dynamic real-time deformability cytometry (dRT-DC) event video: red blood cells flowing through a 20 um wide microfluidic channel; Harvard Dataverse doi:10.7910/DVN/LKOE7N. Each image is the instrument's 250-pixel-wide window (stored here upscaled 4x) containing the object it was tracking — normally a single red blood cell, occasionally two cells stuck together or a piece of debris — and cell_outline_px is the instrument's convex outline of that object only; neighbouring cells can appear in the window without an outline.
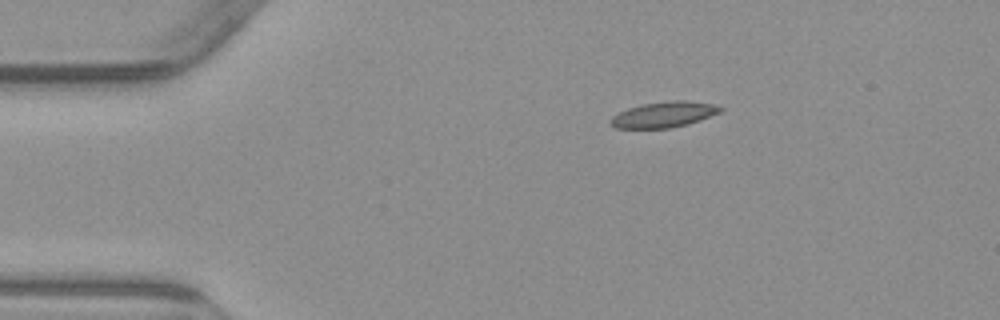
{"species": "common noctule bat (a hibernating species)", "species_latin": "Nyctalus noctula", "temperature_condition": "warm", "stored_images_in_passage": 4, "camera_frame_rate_fps": 3000, "um_per_image_px": 0.085, "animal": {"sex": "male", "body_mass_g": 23.1, "forearm_length_mm": 52.7}, "frame": {"image": 1, "passage_image": 4, "time_ms": 5.667, "image_size_px": [1000, 320], "cell_outline_px": [[724, 108], [720, 112], [700, 120], [688, 124], [672, 128], [616, 128], [608, 120], [612, 116], [628, 108], [644, 104], [668, 100], [684, 100], [716, 104]], "centroid_in_image_um": [56.46, 9.73], "position_along_channel_um": 28.5, "area_um2": 16.47}}